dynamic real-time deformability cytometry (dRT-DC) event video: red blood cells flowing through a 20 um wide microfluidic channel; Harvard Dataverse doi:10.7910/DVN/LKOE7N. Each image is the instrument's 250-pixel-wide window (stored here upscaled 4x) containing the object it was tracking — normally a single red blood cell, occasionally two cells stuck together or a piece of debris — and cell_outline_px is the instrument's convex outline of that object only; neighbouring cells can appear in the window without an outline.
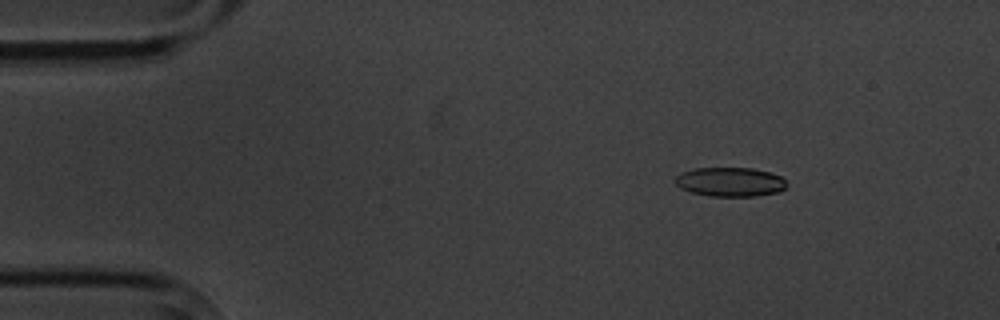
{"species": "common noctule bat (a hibernating species)", "species_latin": "Nyctalus noctula", "temperature_condition": "cold", "stored_images_in_passage": 7, "camera_frame_rate_fps": 3000, "um_per_image_px": 0.085, "animal": {"sex": "male", "body_mass_g": 20.1, "forearm_length_mm": 53.5}, "frame": {"image": 1, "passage_image": 1, "time_ms": 0.0, "image_size_px": [1000, 320], "cell_outline_px": [[788, 188], [780, 192], [756, 196], [712, 196], [692, 192], [680, 188], [676, 184], [676, 176], [680, 172], [696, 168], [752, 168], [768, 172], [780, 176], [788, 184]], "centroid_in_image_um": [62.09, 15.46], "position_along_channel_um": 22.9, "area_um2": 19.02}}
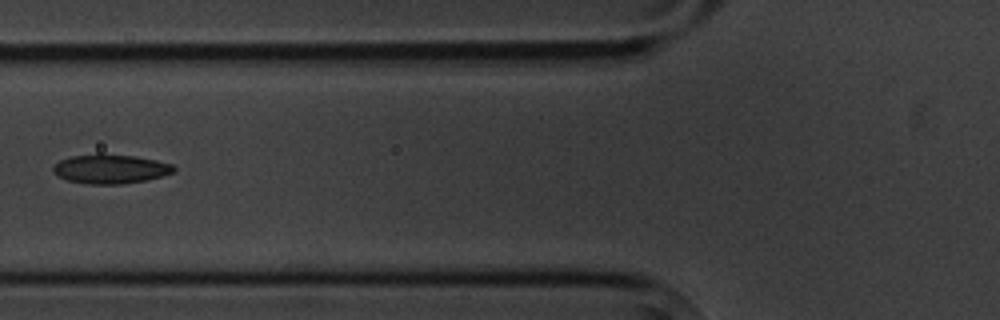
{"frame": {"image": 2, "passage_image": 5, "time_ms": 4.667, "image_size_px": [1000, 320], "cell_outline_px": [[176, 172], [148, 180], [120, 184], [88, 184], [68, 180], [60, 176], [52, 168], [60, 160], [72, 156], [96, 152], [100, 152], [136, 156], [156, 160], [172, 164], [176, 168]], "centroid_in_image_um": [9.44, 14.33], "position_along_channel_um": 116.4, "area_um2": 20.81}}
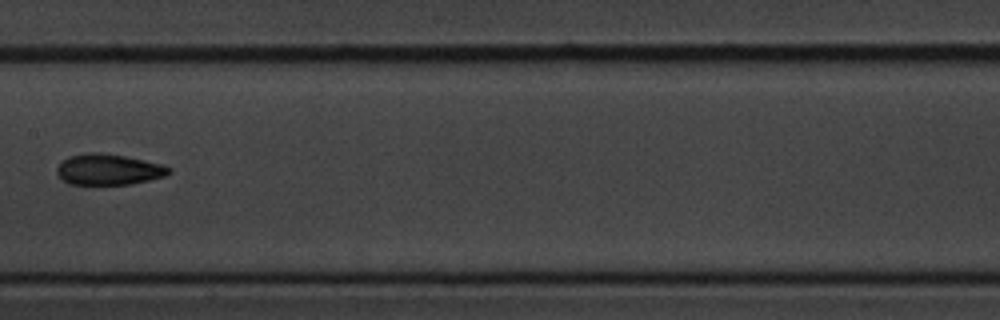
{"frame": {"image": 3, "passage_image": 7, "time_ms": 7.0, "image_size_px": [1000, 320], "cell_outline_px": [[172, 172], [164, 176], [132, 184], [68, 184], [56, 172], [56, 168], [68, 156], [84, 152], [100, 152], [124, 156], [144, 160], [160, 164], [172, 168]], "centroid_in_image_um": [9.22, 14.4], "position_along_channel_um": 198.2, "area_um2": 20.11}}